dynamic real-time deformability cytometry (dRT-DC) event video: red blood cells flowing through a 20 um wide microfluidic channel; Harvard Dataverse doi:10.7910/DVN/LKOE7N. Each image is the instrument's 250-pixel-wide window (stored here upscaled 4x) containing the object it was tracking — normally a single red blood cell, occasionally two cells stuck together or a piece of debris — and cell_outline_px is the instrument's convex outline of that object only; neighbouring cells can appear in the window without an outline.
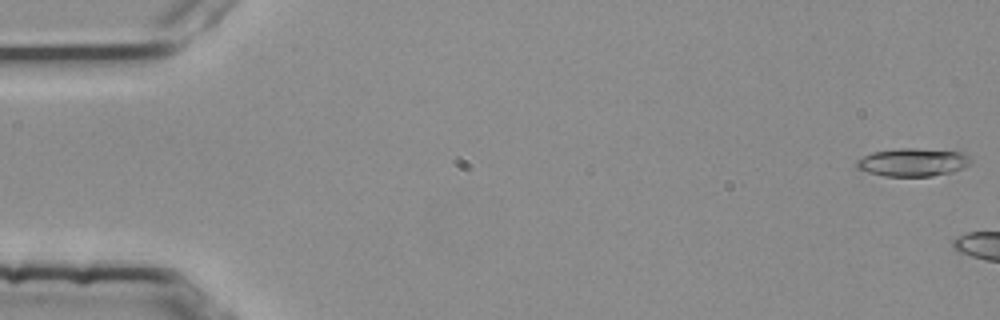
{"species": "common noctule bat (a hibernating species)", "species_latin": "Nyctalus noctula", "temperature_condition": "room temperature", "stored_images_in_passage": 6, "camera_frame_rate_fps": 3000, "um_per_image_px": 0.085, "animal": {"sex": "female", "body_mass_g": 25.1}, "frame": {"image": 1, "passage_image": 1, "time_ms": 0.0, "image_size_px": [1000, 320], "cell_outline_px": [[972, 164], [952, 172], [932, 176], [884, 176], [868, 172], [856, 168], [856, 160], [872, 152], [900, 148], [916, 148], [960, 152], [972, 160]], "centroid_in_image_um": [77.57, 13.79], "position_along_channel_um": 7.4, "area_um2": 18.61}}